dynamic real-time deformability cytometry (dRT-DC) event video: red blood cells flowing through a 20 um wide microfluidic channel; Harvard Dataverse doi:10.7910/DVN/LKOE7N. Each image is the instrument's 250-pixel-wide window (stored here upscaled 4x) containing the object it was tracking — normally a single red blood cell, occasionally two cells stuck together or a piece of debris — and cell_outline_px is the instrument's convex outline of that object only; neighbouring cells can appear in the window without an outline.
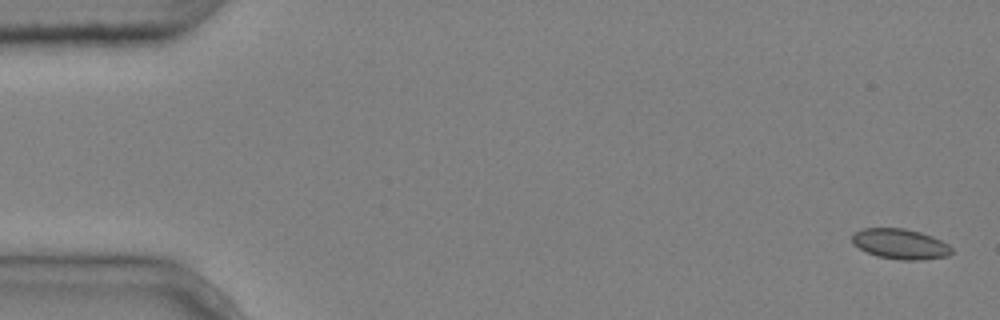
{"species": "common noctule bat (a hibernating species)", "species_latin": "Nyctalus noctula", "temperature_condition": "cold", "stored_images_in_passage": 5, "camera_frame_rate_fps": 3000, "um_per_image_px": 0.085, "animal": {"sex": "male", "body_mass_g": 20.4}, "frame": {"image": 1, "passage_image": 1, "time_ms": 0.0, "image_size_px": [1000, 320], "cell_outline_px": [[952, 252], [948, 256], [920, 260], [900, 260], [876, 256], [860, 248], [852, 240], [852, 236], [860, 228], [904, 228], [920, 232], [932, 236], [948, 244], [952, 248]], "centroid_in_image_um": [76.55, 20.74], "position_along_channel_um": 8.5, "area_um2": 17.46}}
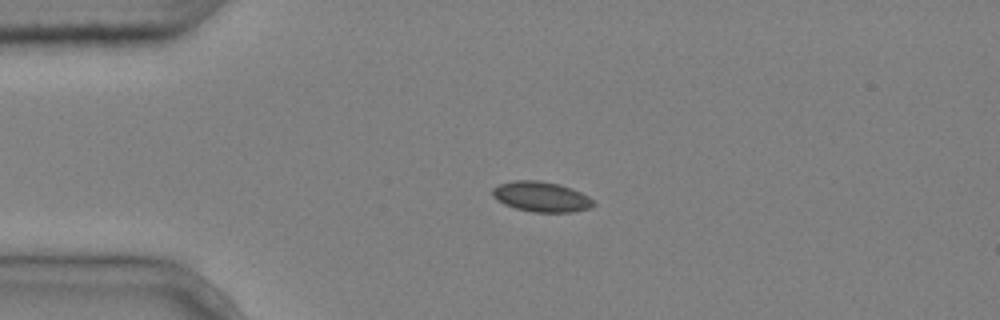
{"frame": {"image": 2, "passage_image": 4, "time_ms": 1.0, "image_size_px": [1000, 320], "cell_outline_px": [[596, 204], [592, 208], [572, 212], [532, 212], [516, 208], [504, 204], [496, 200], [492, 196], [492, 188], [500, 184], [512, 180], [540, 180], [560, 184], [572, 188], [588, 196]], "centroid_in_image_um": [46.01, 16.72], "position_along_channel_um": 39.0, "area_um2": 17.98}}